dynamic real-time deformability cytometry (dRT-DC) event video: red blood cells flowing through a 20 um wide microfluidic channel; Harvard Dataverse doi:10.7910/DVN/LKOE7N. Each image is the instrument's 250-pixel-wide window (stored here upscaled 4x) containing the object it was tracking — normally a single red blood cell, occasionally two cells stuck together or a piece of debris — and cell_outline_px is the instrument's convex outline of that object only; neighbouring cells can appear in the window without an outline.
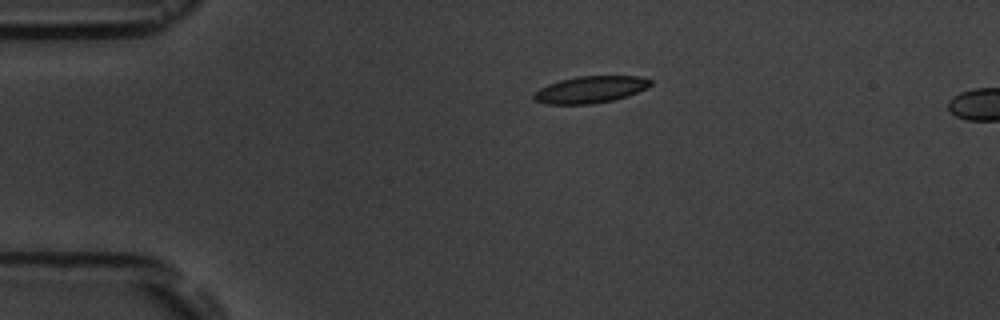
{"species": "common noctule bat (a hibernating species)", "species_latin": "Nyctalus noctula", "temperature_condition": "room temperature", "stored_images_in_passage": 3, "camera_frame_rate_fps": 3000, "um_per_image_px": 0.085, "animal": {"sex": "male", "body_mass_g": 19.5, "forearm_length_mm": 54.6}, "frame": {"image": 1, "passage_image": 1, "time_ms": 0.0, "image_size_px": [1000, 320], "cell_outline_px": [[652, 84], [628, 96], [612, 100], [592, 104], [548, 104], [536, 100], [532, 96], [532, 92], [548, 84], [560, 80], [576, 76], [640, 76], [652, 80]], "centroid_in_image_um": [50.15, 7.6], "position_along_channel_um": 34.8, "area_um2": 18.21}}